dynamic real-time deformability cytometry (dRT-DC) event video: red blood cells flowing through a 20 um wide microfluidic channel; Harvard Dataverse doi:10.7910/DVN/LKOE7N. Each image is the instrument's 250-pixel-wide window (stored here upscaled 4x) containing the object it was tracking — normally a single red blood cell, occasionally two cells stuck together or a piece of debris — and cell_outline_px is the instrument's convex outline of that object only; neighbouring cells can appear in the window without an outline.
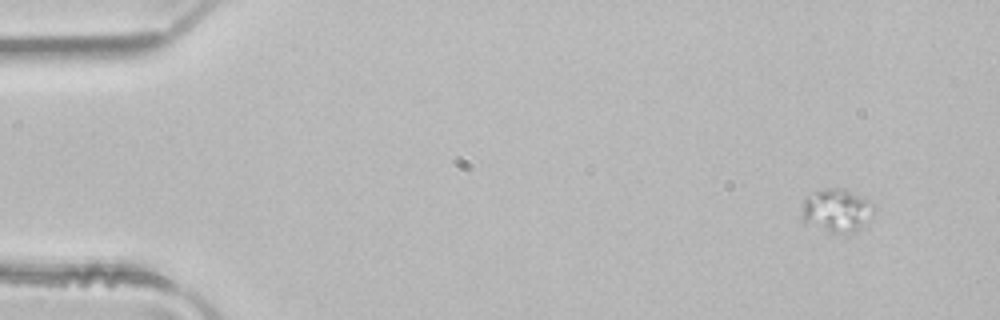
{"species": "common noctule bat (a hibernating species)", "species_latin": "Nyctalus noctula", "temperature_condition": "room temperature", "stored_images_in_passage": 5, "camera_frame_rate_fps": 3000, "um_per_image_px": 0.085, "animal": {"sex": "male", "body_mass_g": 21.5, "forearm_length_mm": 52.0}, "frame": {"image": 1, "passage_image": 1, "time_ms": 0.0, "image_size_px": [1000, 320], "cell_outline_px": [[876, 208], [852, 232], [832, 232], [804, 224], [800, 220], [800, 216], [804, 200], [808, 196], [816, 192], [828, 188], [844, 188], [876, 204]], "centroid_in_image_um": [71.04, 17.86], "position_along_channel_um": 14.0, "area_um2": 17.74}}
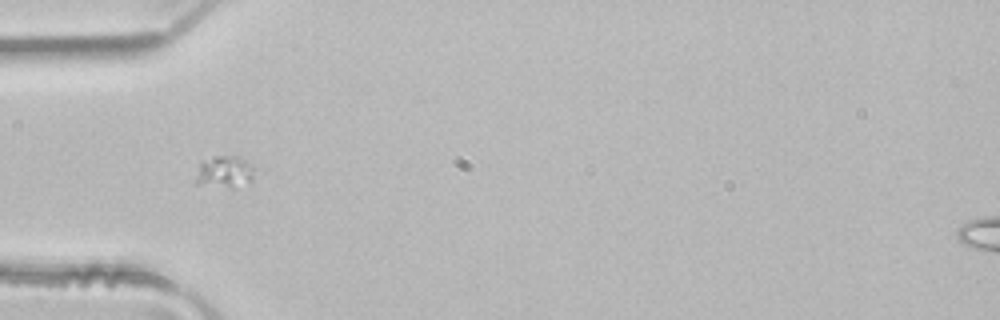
{"frame": {"image": 2, "passage_image": 4, "time_ms": 1.0, "image_size_px": [1000, 320], "cell_outline_px": [[252, 180], [232, 188], [228, 188], [196, 184], [196, 176], [200, 160], [212, 156], [236, 156], [252, 164]], "centroid_in_image_um": [19.02, 14.6], "position_along_channel_um": 66.0, "area_um2": 10.92}}
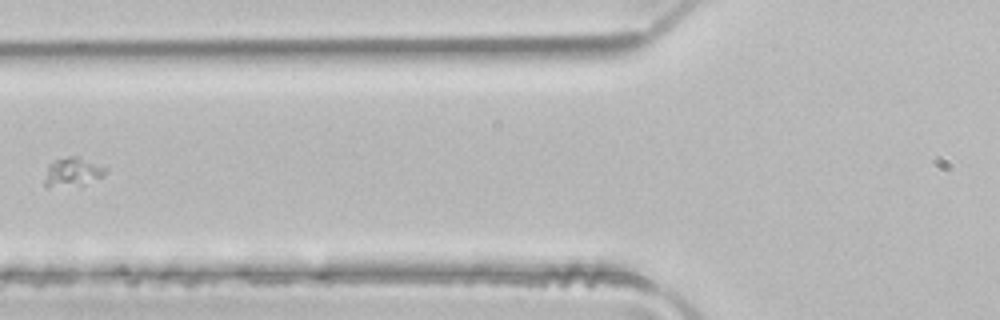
{"frame": {"image": 3, "passage_image": 5, "time_ms": 1.333, "image_size_px": [1000, 320], "cell_outline_px": [[108, 168], [104, 176], [84, 184], [48, 188], [44, 188], [44, 180], [48, 164], [56, 160], [68, 156], [80, 156], [108, 164]], "centroid_in_image_um": [6.24, 14.59], "position_along_channel_um": 119.6, "area_um2": 10.87}}